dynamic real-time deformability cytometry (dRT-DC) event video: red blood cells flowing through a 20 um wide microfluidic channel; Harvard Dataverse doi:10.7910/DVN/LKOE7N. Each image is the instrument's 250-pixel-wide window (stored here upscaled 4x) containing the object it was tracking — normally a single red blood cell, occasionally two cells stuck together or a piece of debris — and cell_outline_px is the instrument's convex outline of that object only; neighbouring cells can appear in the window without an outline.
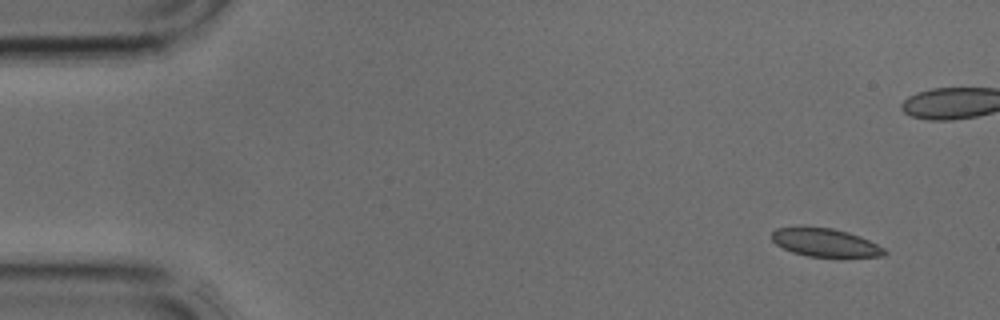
{"species": "common noctule bat (a hibernating species)", "species_latin": "Nyctalus noctula", "temperature_condition": "cold", "stored_images_in_passage": 4, "camera_frame_rate_fps": 3000, "um_per_image_px": 0.085, "animal": {"sex": "male", "body_mass_g": 17.9, "forearm_length_mm": 54.2}, "frame": {"image": 1, "passage_image": 1, "time_ms": 0.0, "image_size_px": [1000, 320], "cell_outline_px": [[888, 252], [884, 256], [808, 256], [792, 252], [776, 244], [772, 240], [772, 232], [776, 228], [832, 228], [848, 232], [860, 236], [884, 248]], "centroid_in_image_um": [70.16, 20.63], "position_along_channel_um": 14.8, "area_um2": 17.98}}
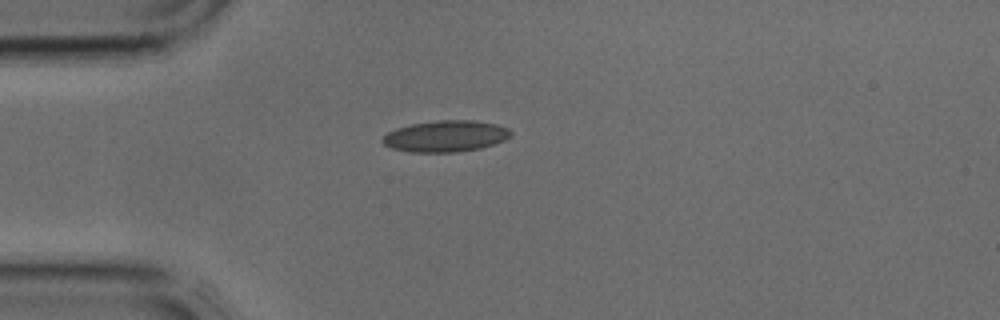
{"frame": {"image": 2, "passage_image": 4, "time_ms": 1.0, "image_size_px": [1000, 320], "cell_outline_px": [[512, 136], [504, 140], [480, 148], [456, 152], [412, 152], [392, 148], [384, 144], [380, 140], [388, 132], [396, 128], [412, 124], [440, 120], [476, 120], [496, 124], [508, 128], [512, 132]], "centroid_in_image_um": [37.89, 11.57], "position_along_channel_um": 47.1, "area_um2": 23.35}}